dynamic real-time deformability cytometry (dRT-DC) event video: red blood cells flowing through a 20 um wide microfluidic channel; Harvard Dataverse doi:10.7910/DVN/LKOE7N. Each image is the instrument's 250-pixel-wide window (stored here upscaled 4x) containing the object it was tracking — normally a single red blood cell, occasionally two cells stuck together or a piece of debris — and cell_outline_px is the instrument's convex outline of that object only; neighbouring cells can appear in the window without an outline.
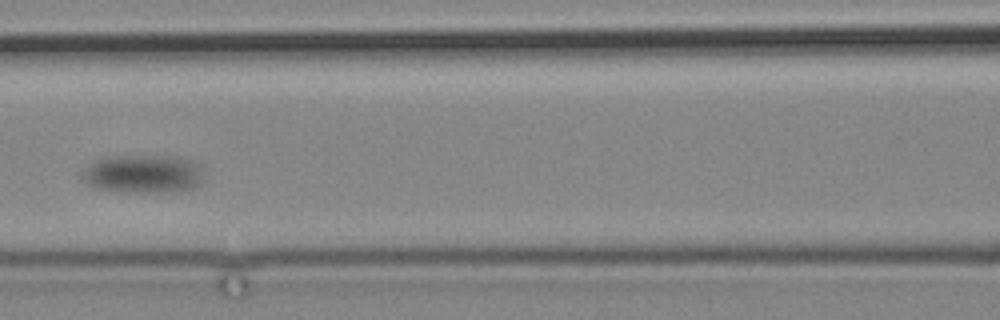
{"species": "common noctule bat (a hibernating species)", "species_latin": "Nyctalus noctula", "temperature_condition": "cold", "stored_images_in_passage": 5, "camera_frame_rate_fps": 3000, "um_per_image_px": 0.085, "animal": {"sex": "male", "body_mass_g": 19.2, "forearm_length_mm": 51.8}, "frame": {"image": 1, "passage_image": 4, "time_ms": 5.0, "image_size_px": [1000, 320], "cell_outline_px": [[200, 184], [192, 188], [176, 192], [128, 192], [100, 188], [88, 184], [84, 180], [80, 172], [92, 160], [100, 156], [176, 156], [192, 160], [200, 164]], "centroid_in_image_um": [12.12, 14.76], "position_along_channel_um": 154.5, "area_um2": 27.4}}